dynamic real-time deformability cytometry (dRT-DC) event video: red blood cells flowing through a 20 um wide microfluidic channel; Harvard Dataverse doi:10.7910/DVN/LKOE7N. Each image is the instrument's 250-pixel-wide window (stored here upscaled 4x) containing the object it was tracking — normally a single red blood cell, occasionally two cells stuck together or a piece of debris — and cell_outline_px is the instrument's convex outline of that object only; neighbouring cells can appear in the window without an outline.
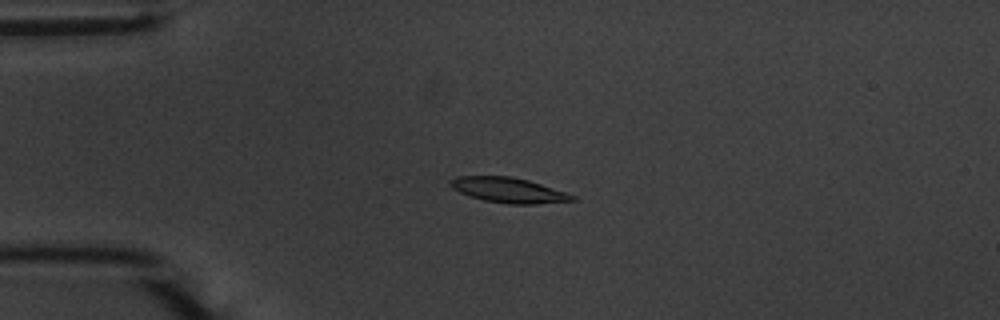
{"species": "common noctule bat (a hibernating species)", "species_latin": "Nyctalus noctula", "temperature_condition": "warm", "stored_images_in_passage": 56, "camera_frame_rate_fps": 3000, "um_per_image_px": 0.085, "animal": {"sex": "male", "body_mass_g": 20.1, "forearm_length_mm": 53.5}, "frame": {"image": 1, "passage_image": 14, "time_ms": 4.333, "image_size_px": [1000, 320], "cell_outline_px": [[576, 200], [536, 204], [508, 204], [484, 200], [468, 196], [452, 188], [448, 184], [448, 180], [456, 176], [512, 176], [528, 180], [576, 196]], "centroid_in_image_um": [43.16, 16.16], "position_along_channel_um": 41.8, "area_um2": 17.86}}
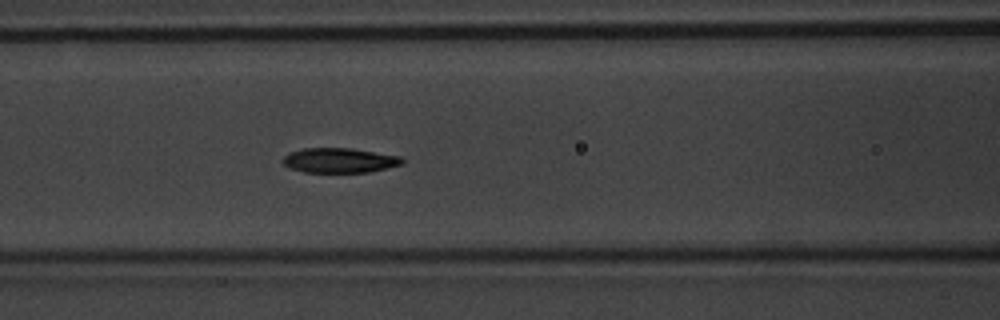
{"frame": {"image": 2, "passage_image": 24, "time_ms": 7.667, "image_size_px": [1000, 320], "cell_outline_px": [[404, 164], [368, 172], [304, 172], [292, 168], [284, 164], [280, 160], [284, 156], [292, 152], [304, 148], [352, 148], [400, 156], [404, 160]], "centroid_in_image_um": [28.88, 13.63], "position_along_channel_um": 137.7, "area_um2": 17.17}}
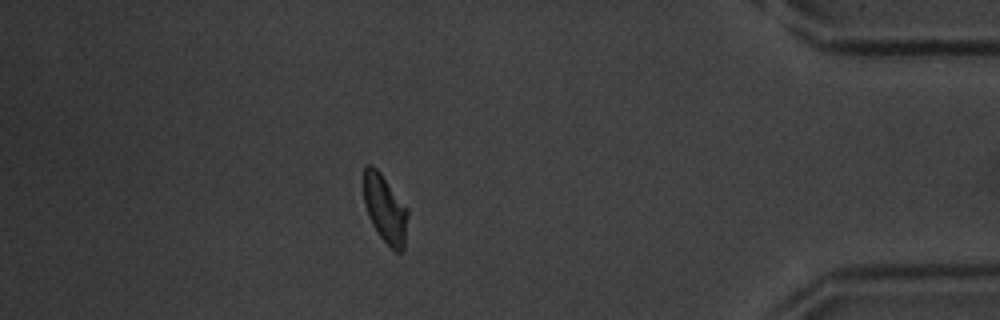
{"frame": {"image": 3, "passage_image": 49, "time_ms": 16.0, "image_size_px": [1000, 320], "cell_outline_px": [[408, 216], [404, 248], [400, 252], [396, 252], [380, 236], [372, 224], [368, 216], [364, 204], [364, 168], [368, 164], [372, 164], [380, 172], [408, 208]], "centroid_in_image_um": [32.73, 17.74], "position_along_channel_um": 402.5, "area_um2": 17.46}, "authors_computed_cell_mechanics": {"area_um2": 17.5134, "velocity_mm_per_s": 3.6578, "shape_relaxation_time_tau1_ms": 2.3577, "shape_relaxation_time_tau2_ms": 2.4026, "deformation_change_tau1": 0.1114, "deformation_change_tau2": 0.058}}